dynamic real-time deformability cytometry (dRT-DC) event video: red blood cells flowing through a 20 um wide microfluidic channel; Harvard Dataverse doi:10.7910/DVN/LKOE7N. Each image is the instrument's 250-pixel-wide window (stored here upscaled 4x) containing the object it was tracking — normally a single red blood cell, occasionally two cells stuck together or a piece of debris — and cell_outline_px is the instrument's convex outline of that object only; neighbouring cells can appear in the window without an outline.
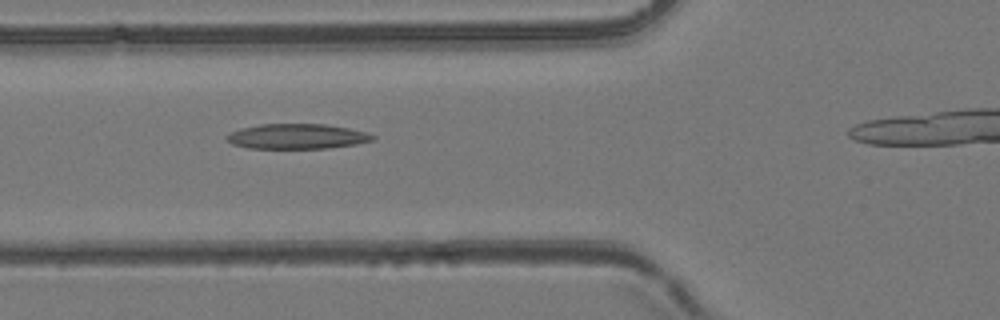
{"species": "common noctule bat (a hibernating species)", "species_latin": "Nyctalus noctula", "temperature_condition": "room temperature", "stored_images_in_passage": 7, "camera_frame_rate_fps": 3000, "um_per_image_px": 0.085, "animal": {"sex": "female", "body_mass_g": 24.6, "forearm_length_mm": 56.2}, "frame": {"image": 1, "passage_image": 4, "time_ms": 1.0, "image_size_px": [1000, 320], "cell_outline_px": [[376, 140], [356, 144], [328, 148], [248, 148], [232, 144], [224, 136], [240, 128], [260, 124], [324, 124], [348, 128], [368, 132], [376, 136]], "centroid_in_image_um": [25.28, 11.59], "position_along_channel_um": 100.5, "area_um2": 21.39}}
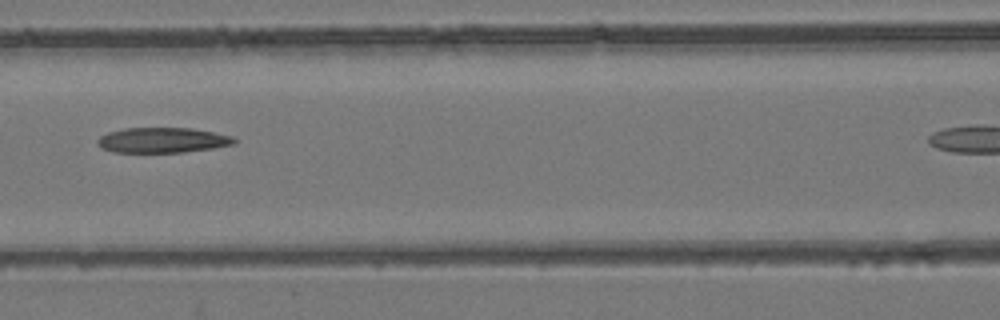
{"frame": {"image": 2, "passage_image": 5, "time_ms": 1.333, "image_size_px": [1000, 320], "cell_outline_px": [[236, 144], [212, 148], [184, 152], [112, 152], [100, 148], [96, 144], [96, 140], [100, 136], [108, 132], [124, 128], [192, 128], [236, 136]], "centroid_in_image_um": [13.81, 11.91], "position_along_channel_um": 152.8, "area_um2": 20.35}}
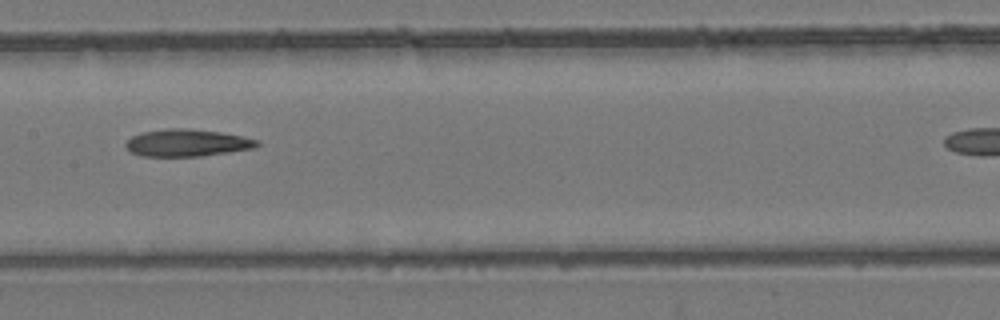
{"frame": {"image": 3, "passage_image": 6, "time_ms": 1.667, "image_size_px": [1000, 320], "cell_outline_px": [[260, 144], [256, 148], [200, 156], [140, 156], [128, 152], [124, 144], [132, 136], [144, 132], [164, 128], [188, 128], [220, 132], [260, 140]], "centroid_in_image_um": [15.88, 12.14], "position_along_channel_um": 191.5, "area_um2": 20.92}}